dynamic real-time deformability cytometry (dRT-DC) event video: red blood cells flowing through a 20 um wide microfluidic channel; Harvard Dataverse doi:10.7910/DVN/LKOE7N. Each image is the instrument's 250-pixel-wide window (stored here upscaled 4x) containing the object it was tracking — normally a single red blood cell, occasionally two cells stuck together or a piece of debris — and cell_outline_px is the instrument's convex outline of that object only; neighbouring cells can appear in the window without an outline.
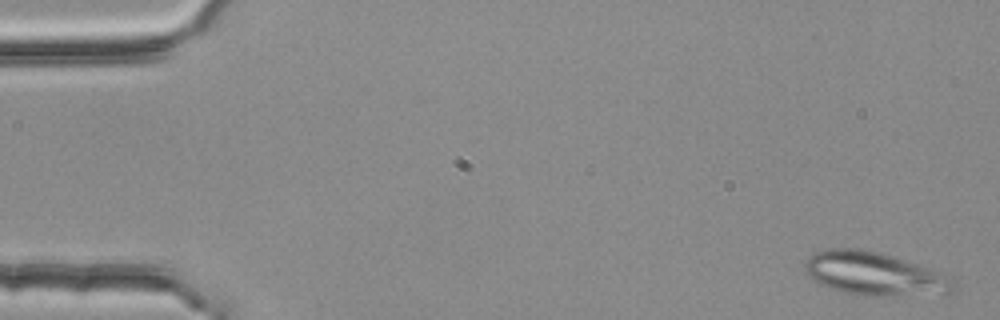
{"species": "common noctule bat (a hibernating species)", "species_latin": "Nyctalus noctula", "temperature_condition": "room temperature", "stored_images_in_passage": 52, "segment_of_instrument_passage": [1, 2], "camera_frame_rate_fps": 3000, "um_per_image_px": 0.085, "animal": {"sex": "female", "body_mass_g": 25.1}, "frame": {"image": 1, "passage_image": 2, "time_ms": 0.333, "image_size_px": [1000, 320], "cell_outline_px": [[956, 288], [948, 296], [864, 296], [844, 292], [828, 288], [820, 284], [804, 268], [804, 260], [808, 256], [816, 252], [828, 248], [860, 248], [880, 252], [940, 272]], "centroid_in_image_um": [74.33, 23.3], "position_along_channel_um": 10.7, "area_um2": 37.74}}